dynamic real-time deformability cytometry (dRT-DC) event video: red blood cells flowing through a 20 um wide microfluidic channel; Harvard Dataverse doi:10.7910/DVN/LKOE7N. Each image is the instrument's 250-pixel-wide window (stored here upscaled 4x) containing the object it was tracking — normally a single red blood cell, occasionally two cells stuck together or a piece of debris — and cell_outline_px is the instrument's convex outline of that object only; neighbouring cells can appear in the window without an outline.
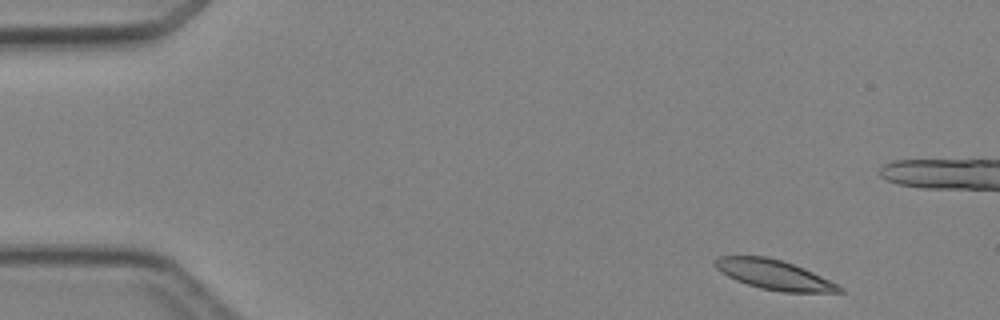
{"species": "Egyptian fruit bat (a non-hibernating species)", "species_latin": "Rousettus aegyptiacus", "temperature_condition": "cold", "stored_images_in_passage": 8, "camera_frame_rate_fps": 3000, "um_per_image_px": 0.085, "animal": {"sex": "female"}, "frame": {"image": 1, "passage_image": 1, "time_ms": 0.0, "image_size_px": [1000, 320], "cell_outline_px": [[844, 292], [784, 292], [760, 288], [736, 280], [728, 276], [716, 268], [716, 260], [720, 256], [768, 256], [804, 268], [844, 288]], "centroid_in_image_um": [65.8, 23.35], "position_along_channel_um": 19.2, "area_um2": 21.04}}
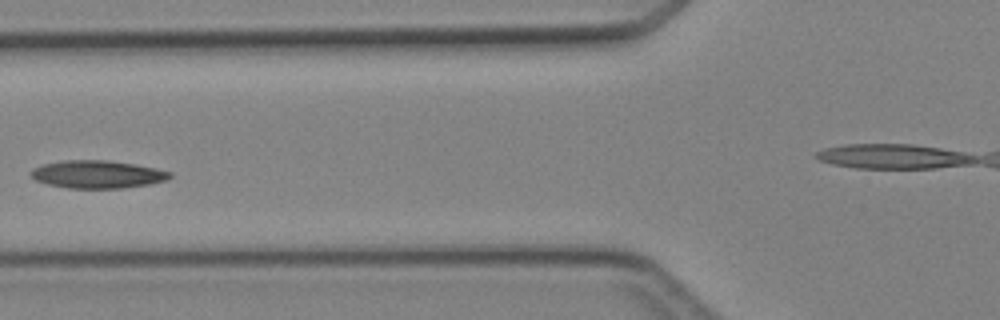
{"frame": {"image": 2, "passage_image": 5, "time_ms": 4.667, "image_size_px": [1000, 320], "cell_outline_px": [[172, 176], [164, 180], [148, 184], [124, 188], [68, 188], [48, 184], [36, 180], [32, 176], [32, 168], [40, 164], [64, 160], [108, 160], [136, 164], [156, 168], [172, 172]], "centroid_in_image_um": [8.28, 14.81], "position_along_channel_um": 117.5, "area_um2": 22.48}}
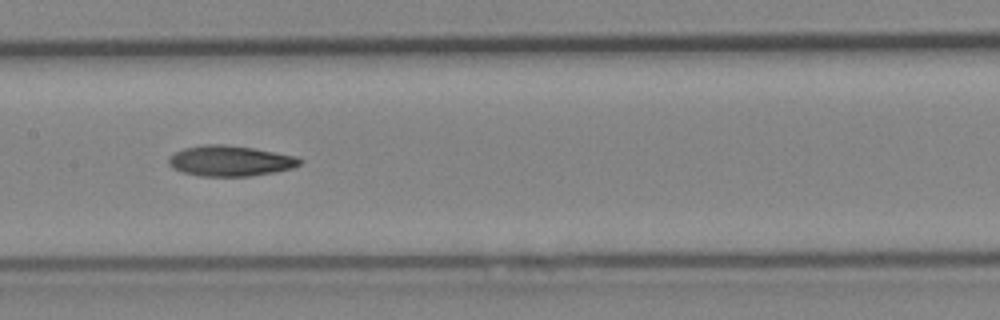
{"frame": {"image": 3, "passage_image": 8, "time_ms": 9.0, "image_size_px": [1000, 320], "cell_outline_px": [[304, 160], [300, 164], [292, 168], [272, 172], [248, 176], [200, 176], [180, 172], [172, 168], [168, 164], [168, 160], [176, 152], [184, 148], [204, 144], [224, 144], [252, 148], [296, 156]], "centroid_in_image_um": [19.54, 13.67], "position_along_channel_um": 187.9, "area_um2": 23.24}}